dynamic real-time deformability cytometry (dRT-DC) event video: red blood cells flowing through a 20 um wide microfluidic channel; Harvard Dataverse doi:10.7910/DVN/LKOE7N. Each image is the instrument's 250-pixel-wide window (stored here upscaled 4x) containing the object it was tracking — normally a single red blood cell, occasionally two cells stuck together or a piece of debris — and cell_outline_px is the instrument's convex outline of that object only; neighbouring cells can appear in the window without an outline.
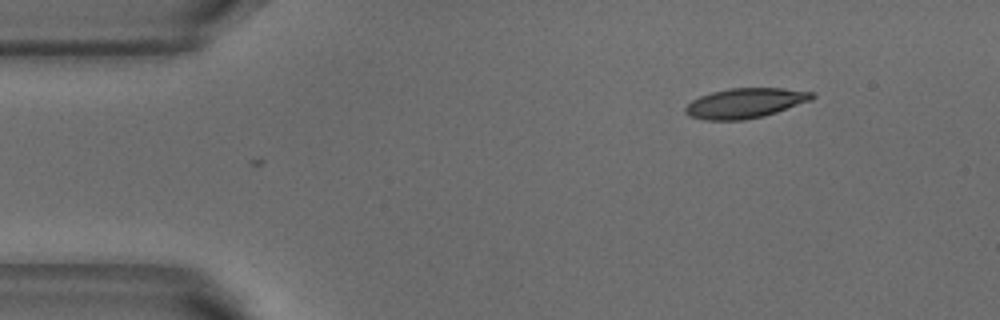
{"species": "common noctule bat (a hibernating species)", "species_latin": "Nyctalus noctula", "temperature_condition": "warm", "stored_images_in_passage": 2, "camera_frame_rate_fps": 3000, "um_per_image_px": 0.085, "animal": {"sex": "male", "body_mass_g": 18.8}, "frame": {"image": 1, "passage_image": 2, "time_ms": 0.333, "image_size_px": [1000, 320], "cell_outline_px": [[816, 96], [812, 100], [764, 116], [744, 120], [704, 120], [688, 116], [684, 112], [684, 108], [692, 100], [700, 96], [712, 92], [728, 88], [784, 88], [812, 92]], "centroid_in_image_um": [63.32, 8.77], "position_along_channel_um": 21.7, "area_um2": 22.2}}